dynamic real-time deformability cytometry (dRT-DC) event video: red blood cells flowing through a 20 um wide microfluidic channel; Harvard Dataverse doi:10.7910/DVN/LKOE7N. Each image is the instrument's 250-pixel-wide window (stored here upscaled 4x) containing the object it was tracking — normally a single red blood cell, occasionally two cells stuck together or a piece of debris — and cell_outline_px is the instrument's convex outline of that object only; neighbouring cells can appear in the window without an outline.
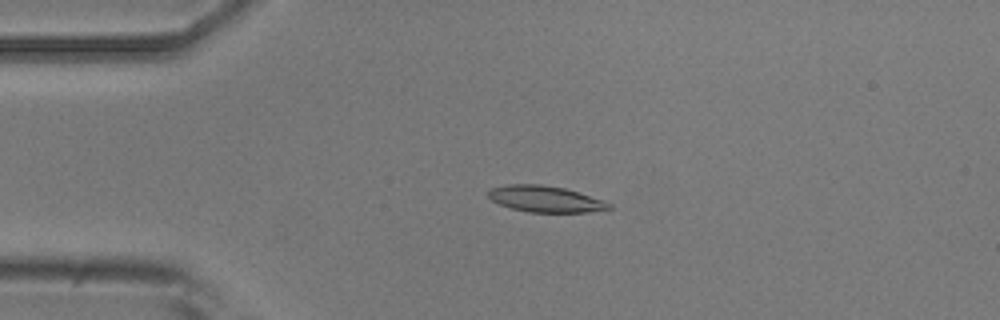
{"species": "common noctule bat (a hibernating species)", "species_latin": "Nyctalus noctula", "temperature_condition": "room temperature", "stored_images_in_passage": 3, "camera_frame_rate_fps": 3000, "um_per_image_px": 0.085, "animal": {"sex": "male", "body_mass_g": 20.5, "forearm_length_mm": 52.5}, "frame": {"image": 1, "passage_image": 1, "time_ms": 0.0, "image_size_px": [1000, 320], "cell_outline_px": [[612, 208], [588, 212], [528, 212], [512, 208], [500, 204], [492, 200], [488, 196], [488, 192], [492, 188], [508, 184], [540, 184], [564, 188], [604, 200], [612, 204]], "centroid_in_image_um": [46.37, 16.91], "position_along_channel_um": 38.6, "area_um2": 18.32}}
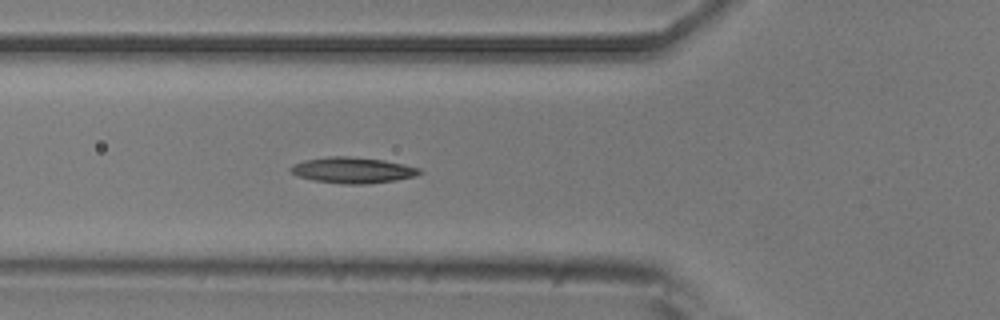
{"frame": {"image": 2, "passage_image": 3, "time_ms": 2.333, "image_size_px": [1000, 320], "cell_outline_px": [[424, 172], [416, 176], [396, 180], [364, 184], [344, 184], [312, 180], [296, 176], [288, 168], [292, 164], [304, 160], [328, 156], [348, 156], [384, 160], [404, 164], [420, 168]], "centroid_in_image_um": [29.97, 14.46], "position_along_channel_um": 95.8, "area_um2": 19.65}}